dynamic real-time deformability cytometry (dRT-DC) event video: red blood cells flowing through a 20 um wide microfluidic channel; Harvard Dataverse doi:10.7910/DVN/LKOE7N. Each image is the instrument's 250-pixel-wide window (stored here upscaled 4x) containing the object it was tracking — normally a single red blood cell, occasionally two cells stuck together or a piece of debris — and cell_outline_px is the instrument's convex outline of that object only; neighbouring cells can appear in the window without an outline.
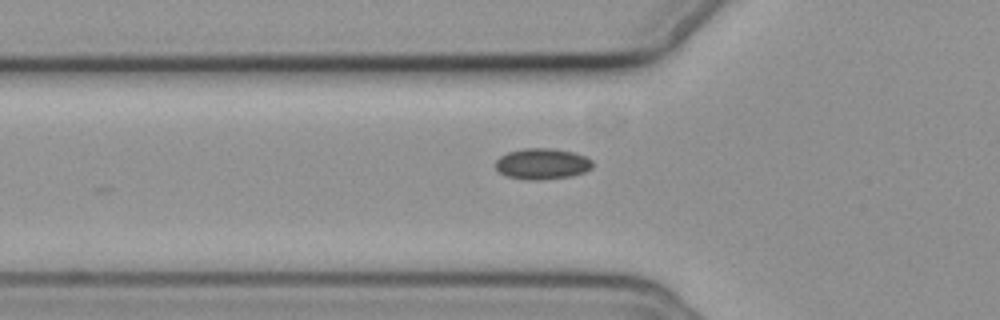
{"species": "common noctule bat (a hibernating species)", "species_latin": "Nyctalus noctula", "temperature_condition": "cold", "stored_images_in_passage": 29, "camera_frame_rate_fps": 3000, "um_per_image_px": 0.085, "animal": {"sex": "female", "body_mass_g": 19.3, "forearm_length_mm": 54.1}, "frame": {"image": 1, "passage_image": 2, "time_ms": 0.333, "image_size_px": [1000, 320], "cell_outline_px": [[592, 168], [584, 172], [572, 176], [536, 180], [528, 180], [508, 176], [500, 172], [496, 168], [496, 160], [500, 156], [508, 152], [524, 148], [552, 148], [572, 152], [584, 156], [592, 160]], "centroid_in_image_um": [46.09, 13.92], "position_along_channel_um": 79.7, "area_um2": 17.4}}
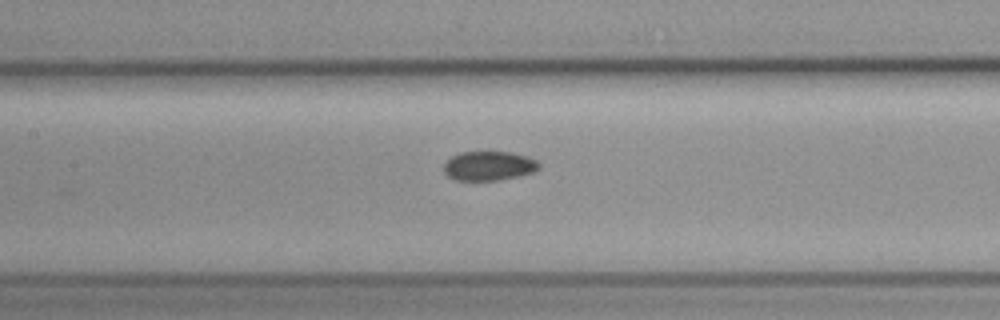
{"frame": {"image": 2, "passage_image": 9, "time_ms": 2.667, "image_size_px": [1000, 320], "cell_outline_px": [[540, 168], [532, 172], [520, 176], [500, 180], [456, 180], [448, 176], [444, 172], [444, 164], [452, 156], [460, 152], [512, 152], [528, 156], [536, 160], [540, 164]], "centroid_in_image_um": [41.58, 14.1], "position_along_channel_um": 165.8, "area_um2": 16.3}}
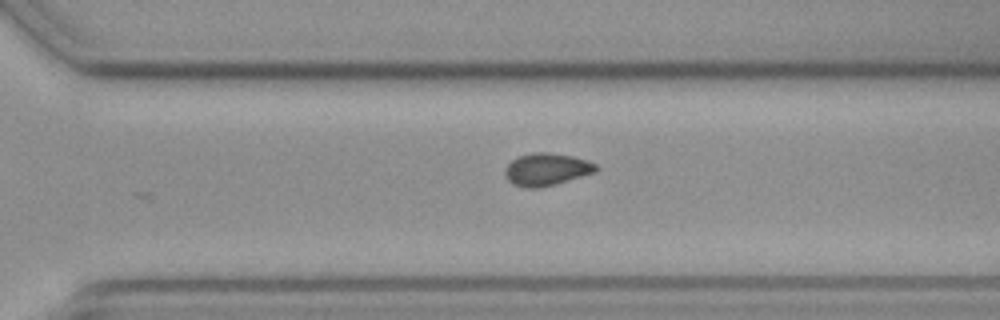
{"frame": {"image": 3, "passage_image": 22, "time_ms": 7.0, "image_size_px": [1000, 320], "cell_outline_px": [[600, 168], [596, 172], [556, 184], [540, 188], [524, 188], [512, 184], [508, 180], [504, 172], [504, 168], [512, 160], [520, 156], [532, 152], [548, 152], [572, 156], [596, 164]], "centroid_in_image_um": [46.44, 14.41], "position_along_channel_um": 324.2, "area_um2": 17.28}, "authors_computed_cell_mechanics": {"area_um2": 16.8776, "velocity_mm_per_s": 3.6609, "shape_relaxation_time_tau1_ms": null, "shape_relaxation_time_tau2_ms": 2.2358, "deformation_change_tau1": null, "deformation_change_tau2": 0.0489}}